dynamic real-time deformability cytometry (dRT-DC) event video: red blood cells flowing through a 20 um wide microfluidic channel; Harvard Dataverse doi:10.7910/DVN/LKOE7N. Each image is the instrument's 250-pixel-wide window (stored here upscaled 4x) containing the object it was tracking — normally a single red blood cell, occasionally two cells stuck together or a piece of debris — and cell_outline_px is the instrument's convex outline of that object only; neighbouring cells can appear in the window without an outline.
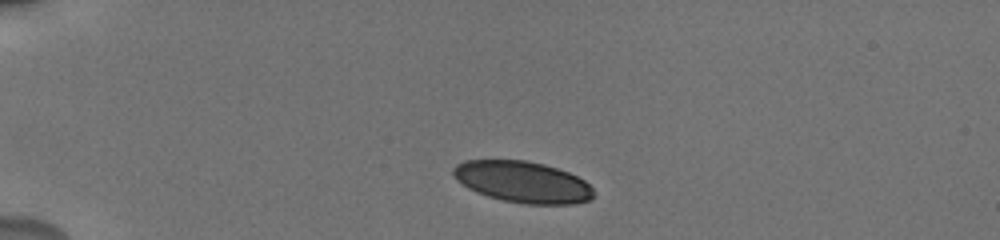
{"species": "human", "species_latin": "Homo sapiens", "temperature_condition": "cold", "stored_images_in_passage": 33, "camera_frame_rate_fps": 3000, "um_per_image_px": 0.085, "donor": {"sex": "male"}, "frame": {"image": 1, "passage_image": 2, "time_ms": 0.667, "image_size_px": [1000, 240], "cell_outline_px": [[596, 192], [588, 200], [572, 204], [524, 204], [504, 200], [488, 196], [476, 192], [468, 188], [452, 176], [452, 168], [456, 164], [464, 160], [524, 160], [544, 164], [568, 172], [584, 180]], "centroid_in_image_um": [44.4, 15.46], "position_along_channel_um": 40.6, "area_um2": 33.81}}
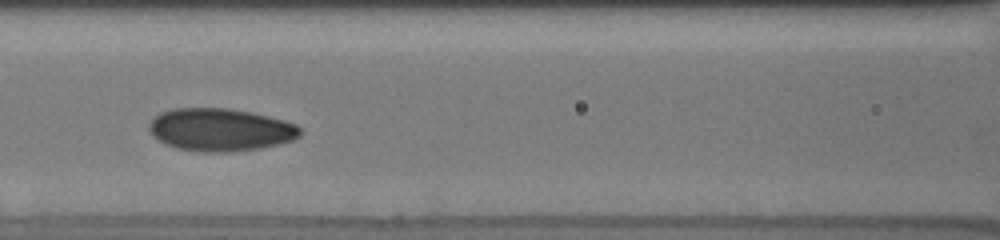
{"frame": {"image": 2, "passage_image": 11, "time_ms": 5.0, "image_size_px": [1000, 240], "cell_outline_px": [[304, 132], [300, 136], [292, 140], [260, 148], [232, 152], [200, 152], [176, 148], [164, 144], [152, 136], [148, 128], [148, 124], [160, 112], [172, 108], [228, 108], [252, 112], [284, 120], [296, 124]], "centroid_in_image_um": [18.71, 11.03], "position_along_channel_um": 147.9, "area_um2": 37.92}}
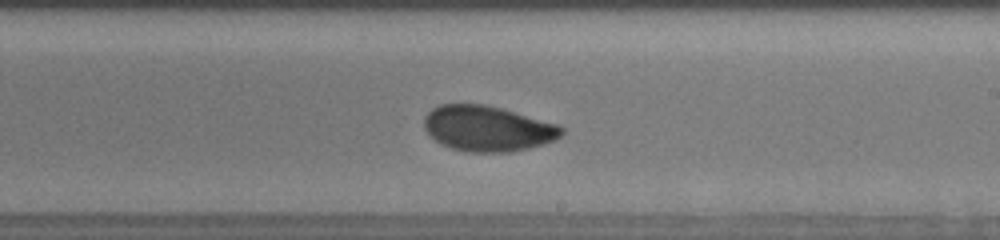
{"frame": {"image": 3, "passage_image": 19, "time_ms": 7.667, "image_size_px": [1000, 240], "cell_outline_px": [[564, 132], [556, 140], [544, 144], [512, 152], [468, 152], [452, 148], [440, 144], [424, 128], [424, 116], [432, 108], [440, 104], [484, 104], [500, 108], [556, 124], [564, 128]], "centroid_in_image_um": [41.43, 10.93], "position_along_channel_um": 247.6, "area_um2": 36.3}, "authors_computed_cell_mechanics": {"area_um2": 36.2984, "velocity_mm_per_s": 3.758, "shape_relaxation_time_tau1_ms": 2.9816, "shape_relaxation_time_tau2_ms": 1.2311, "deformation_change_tau1": 0.1312, "deformation_change_tau2": 0.058}}